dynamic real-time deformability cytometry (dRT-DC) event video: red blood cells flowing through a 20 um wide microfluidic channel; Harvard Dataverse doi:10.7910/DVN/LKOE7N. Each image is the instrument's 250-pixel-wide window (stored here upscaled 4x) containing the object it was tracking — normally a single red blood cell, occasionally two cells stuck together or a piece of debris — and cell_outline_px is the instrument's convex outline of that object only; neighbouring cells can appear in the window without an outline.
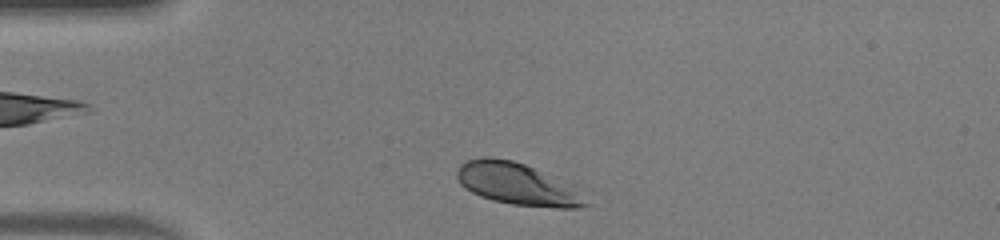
{"species": "human", "species_latin": "Homo sapiens", "temperature_condition": "warm", "stored_images_in_passage": 33, "camera_frame_rate_fps": 3000, "um_per_image_px": 0.085, "donor": {"sex": "male"}, "frame": {"image": 1, "passage_image": 2, "time_ms": 0.333, "image_size_px": [1000, 240], "cell_outline_px": [[592, 204], [580, 208], [556, 208], [512, 204], [492, 200], [480, 196], [464, 188], [460, 184], [456, 176], [456, 172], [460, 164], [468, 160], [480, 156], [492, 156], [512, 160], [524, 164], [532, 168]], "centroid_in_image_um": [43.74, 15.64], "position_along_channel_um": 41.3, "area_um2": 30.0}}
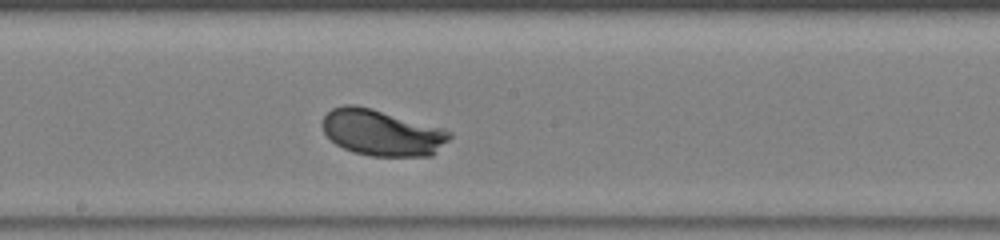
{"frame": {"image": 2, "passage_image": 17, "time_ms": 5.333, "image_size_px": [1000, 240], "cell_outline_px": [[452, 136], [432, 156], [372, 156], [352, 152], [336, 144], [324, 132], [320, 124], [324, 116], [332, 108], [344, 104], [356, 104], [372, 108], [444, 128], [452, 132]], "centroid_in_image_um": [32.46, 11.26], "position_along_channel_um": 215.7, "area_um2": 34.45}}
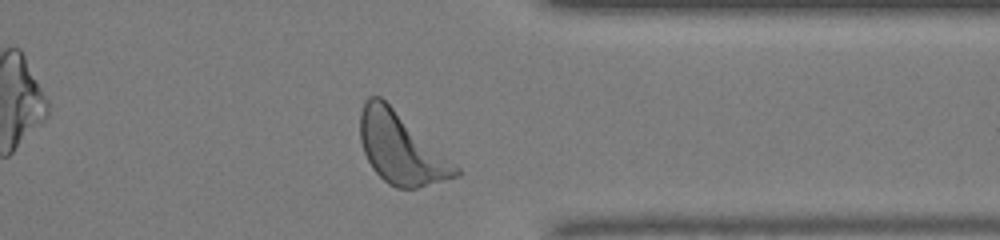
{"frame": {"image": 3, "passage_image": 29, "time_ms": 9.333, "image_size_px": [1000, 240], "cell_outline_px": [[464, 172], [460, 176], [416, 188], [396, 188], [388, 184], [372, 168], [364, 152], [360, 140], [360, 112], [368, 96], [380, 96], [456, 164]], "centroid_in_image_um": [34.09, 12.63], "position_along_channel_um": 377.3, "area_um2": 39.19}, "authors_computed_cell_mechanics": {"area_um2": 34.3332, "velocity_mm_per_s": 4.1678, "shape_relaxation_time_tau1_ms": 1.4883, "shape_relaxation_time_tau2_ms": null, "deformation_change_tau1": 0.133, "deformation_change_tau2": null}}